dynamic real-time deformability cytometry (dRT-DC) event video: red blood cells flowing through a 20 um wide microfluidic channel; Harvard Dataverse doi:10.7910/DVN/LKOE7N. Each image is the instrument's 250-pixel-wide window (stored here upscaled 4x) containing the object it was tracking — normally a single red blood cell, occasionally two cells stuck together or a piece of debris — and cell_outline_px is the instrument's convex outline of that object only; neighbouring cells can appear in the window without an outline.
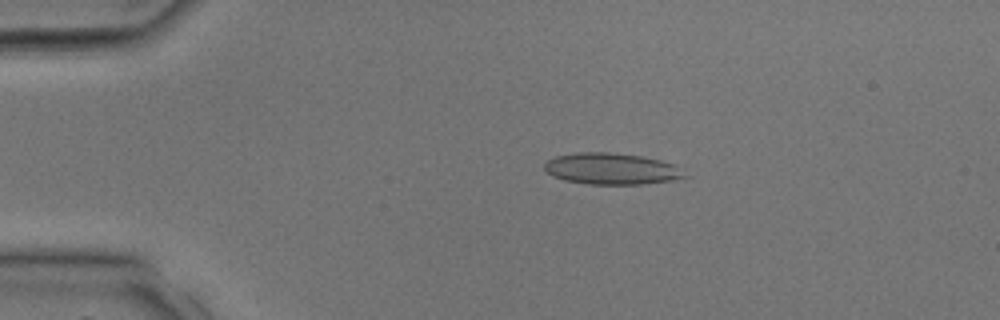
{"species": "common noctule bat (a hibernating species)", "species_latin": "Nyctalus noctula", "temperature_condition": "room temperature", "stored_images_in_passage": 34, "camera_frame_rate_fps": 3000, "um_per_image_px": 0.085, "animal": {"sex": "male", "body_mass_g": 17.9, "forearm_length_mm": 54.2}, "frame": {"image": 1, "passage_image": 7, "time_ms": 2.0, "image_size_px": [1000, 320], "cell_outline_px": [[692, 176], [672, 180], [640, 184], [588, 184], [564, 180], [552, 176], [544, 168], [544, 164], [548, 160], [556, 156], [576, 152], [608, 152], [640, 156], [660, 160], [672, 164]], "centroid_in_image_um": [51.98, 14.35], "position_along_channel_um": 33.0, "area_um2": 25.61}}
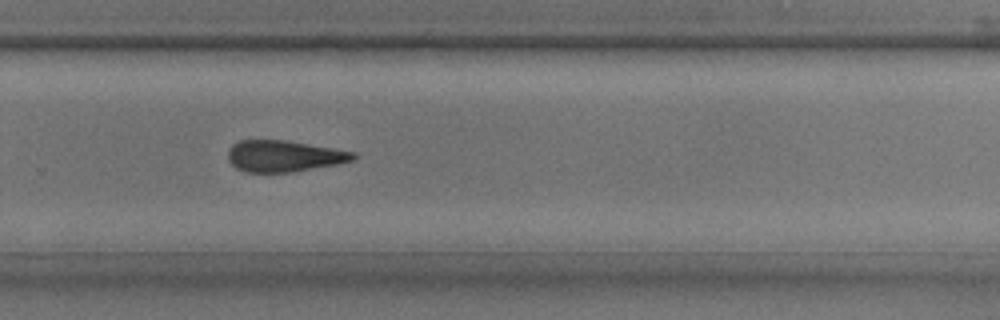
{"frame": {"image": 2, "passage_image": 23, "time_ms": 7.333, "image_size_px": [1000, 320], "cell_outline_px": [[356, 156], [352, 160], [336, 164], [288, 172], [244, 172], [236, 168], [228, 160], [228, 148], [232, 144], [240, 140], [284, 140], [356, 152]], "centroid_in_image_um": [24.08, 13.26], "position_along_channel_um": 305.7, "area_um2": 22.66}}
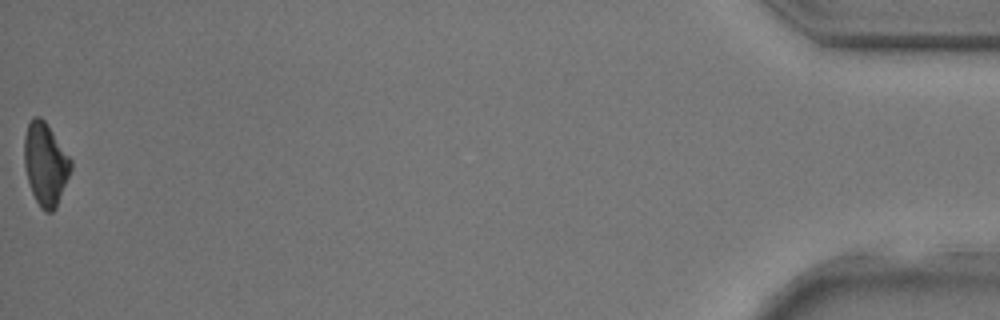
{"frame": {"image": 3, "passage_image": 34, "time_ms": 11.0, "image_size_px": [1000, 320], "cell_outline_px": [[72, 168], [56, 208], [52, 212], [44, 212], [40, 208], [32, 192], [24, 168], [24, 136], [28, 124], [32, 116], [40, 116], [44, 120], [72, 160]], "centroid_in_image_um": [3.85, 13.95], "position_along_channel_um": 431.3, "area_um2": 22.43}}